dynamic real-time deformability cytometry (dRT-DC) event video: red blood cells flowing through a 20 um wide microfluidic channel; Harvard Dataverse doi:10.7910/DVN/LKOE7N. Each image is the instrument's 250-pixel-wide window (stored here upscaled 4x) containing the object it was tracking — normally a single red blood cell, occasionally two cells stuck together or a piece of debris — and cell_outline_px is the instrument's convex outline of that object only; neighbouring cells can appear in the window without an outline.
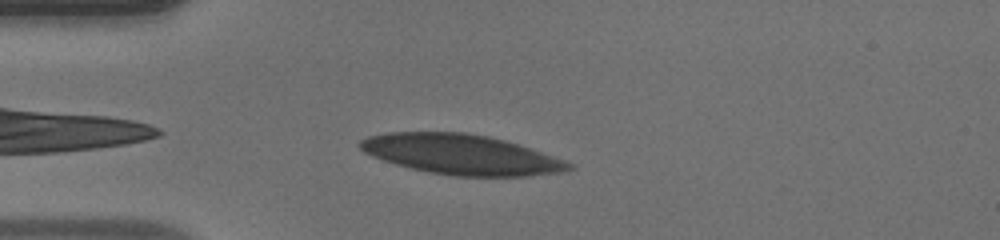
{"species": "human", "species_latin": "Homo sapiens", "temperature_condition": "warm", "stored_images_in_passage": 33, "camera_frame_rate_fps": 3000, "um_per_image_px": 0.085, "donor": {"sex": "male"}, "frame": {"image": 1, "passage_image": 3, "time_ms": 0.667, "image_size_px": [1000, 240], "cell_outline_px": [[576, 168], [564, 172], [528, 176], [452, 176], [428, 172], [396, 164], [372, 156], [364, 152], [356, 144], [360, 140], [368, 136], [388, 132], [464, 132], [488, 136], [504, 140], [564, 160], [572, 164]], "centroid_in_image_um": [39.18, 13.13], "position_along_channel_um": 45.8, "area_um2": 48.55}}
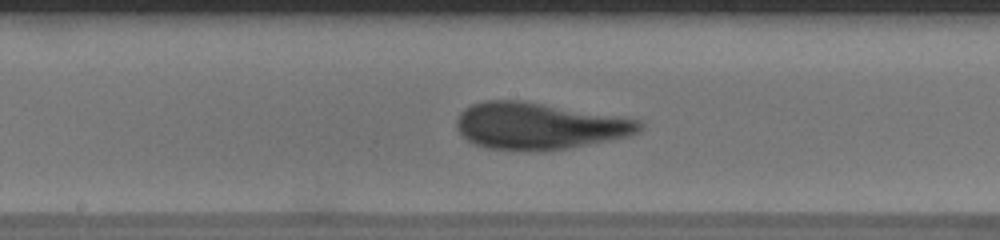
{"frame": {"image": 2, "passage_image": 16, "time_ms": 5.0, "image_size_px": [1000, 240], "cell_outline_px": [[644, 128], [640, 132], [628, 136], [612, 140], [568, 148], [544, 152], [488, 148], [476, 144], [468, 140], [456, 128], [456, 120], [460, 112], [464, 108], [472, 104], [484, 100], [524, 100], [624, 116], [640, 120], [644, 124]], "centroid_in_image_um": [45.88, 10.69], "position_along_channel_um": 202.3, "area_um2": 50.69}}
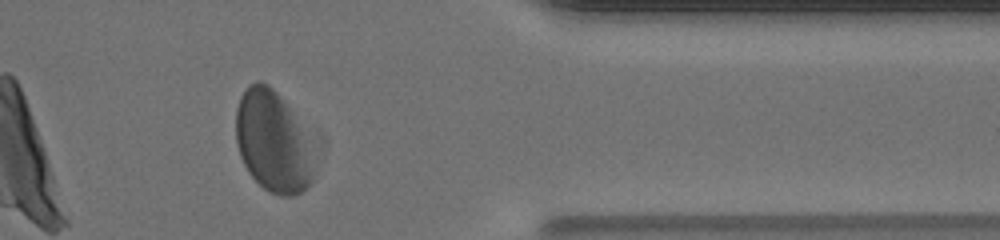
{"frame": {"image": 3, "passage_image": 31, "time_ms": 10.0, "image_size_px": [1000, 240], "cell_outline_px": [[324, 144], [312, 180], [300, 192], [292, 196], [280, 196], [268, 192], [248, 172], [240, 156], [236, 144], [236, 108], [240, 96], [248, 84], [256, 80], [260, 80], [268, 84], [320, 132], [324, 136]], "centroid_in_image_um": [23.46, 11.97], "position_along_channel_um": 387.9, "area_um2": 50.92}, "authors_computed_cell_mechanics": {"area_um2": 49.708, "velocity_mm_per_s": 4.0492, "shape_relaxation_time_tau1_ms": 3.9137, "shape_relaxation_time_tau2_ms": 1.2402, "deformation_change_tau1": 0.1327, "deformation_change_tau2": 0.0838}}